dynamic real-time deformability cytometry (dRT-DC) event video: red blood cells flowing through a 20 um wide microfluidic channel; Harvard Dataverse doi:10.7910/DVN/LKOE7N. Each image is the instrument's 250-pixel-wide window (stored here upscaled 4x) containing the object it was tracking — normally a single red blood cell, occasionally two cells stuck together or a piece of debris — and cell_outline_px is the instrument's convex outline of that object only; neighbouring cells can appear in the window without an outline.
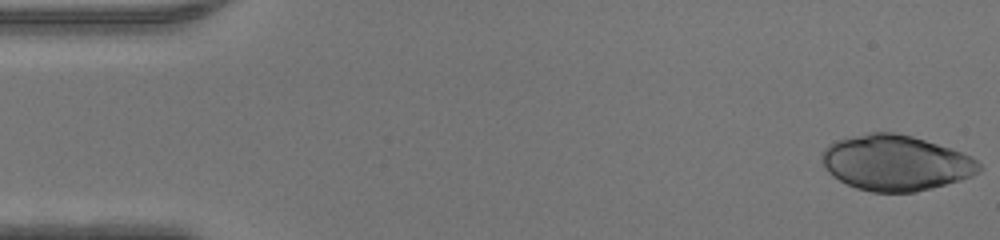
{"species": "human", "species_latin": "Homo sapiens", "temperature_condition": "warm", "stored_images_in_passage": 47, "camera_frame_rate_fps": 3000, "um_per_image_px": 0.085, "donor": {"sex": "male"}, "frame": {"image": 1, "passage_image": 1, "time_ms": 0.0, "image_size_px": [1000, 240], "cell_outline_px": [[984, 168], [972, 176], [960, 180], [932, 188], [916, 192], [872, 192], [856, 188], [832, 176], [828, 172], [820, 160], [820, 152], [828, 144], [836, 140], [868, 132], [896, 132], [912, 136], [952, 148], [972, 156]], "centroid_in_image_um": [76.12, 13.83], "position_along_channel_um": 8.9, "area_um2": 51.27}}
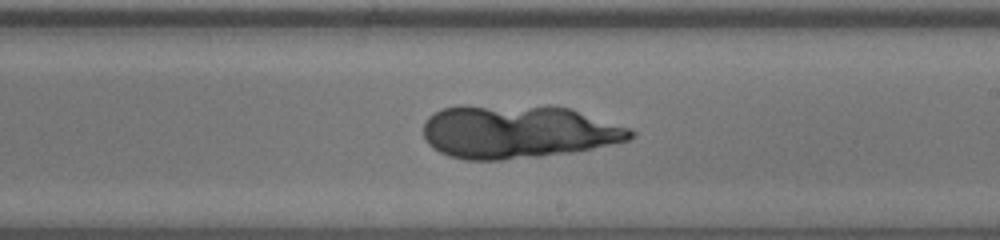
{"frame": {"image": 2, "passage_image": 27, "time_ms": 8.667, "image_size_px": [1000, 240], "cell_outline_px": [[636, 136], [628, 140], [592, 148], [572, 152], [540, 156], [504, 160], [464, 160], [448, 156], [432, 148], [428, 144], [424, 136], [424, 120], [428, 116], [444, 108], [460, 104], [552, 104], [568, 108], [628, 128], [636, 132]], "centroid_in_image_um": [43.95, 11.16], "position_along_channel_um": 245.1, "area_um2": 65.49}}
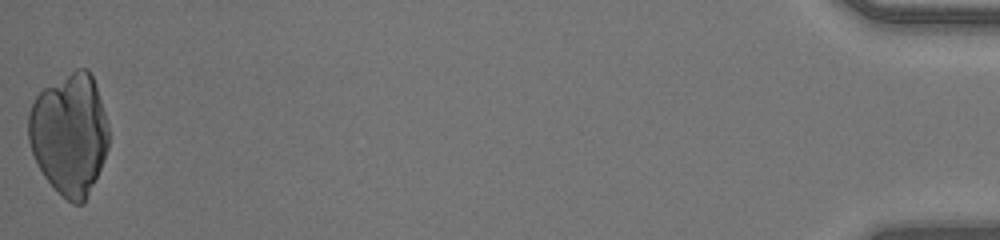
{"frame": {"image": 3, "passage_image": 47, "time_ms": 15.333, "image_size_px": [1000, 240], "cell_outline_px": [[108, 148], [100, 168], [84, 204], [72, 204], [44, 176], [36, 164], [28, 140], [28, 116], [32, 104], [36, 96], [44, 88], [76, 68], [88, 68], [92, 76], [108, 124]], "centroid_in_image_um": [5.89, 11.39], "position_along_channel_um": 429.3, "area_um2": 56.41}}